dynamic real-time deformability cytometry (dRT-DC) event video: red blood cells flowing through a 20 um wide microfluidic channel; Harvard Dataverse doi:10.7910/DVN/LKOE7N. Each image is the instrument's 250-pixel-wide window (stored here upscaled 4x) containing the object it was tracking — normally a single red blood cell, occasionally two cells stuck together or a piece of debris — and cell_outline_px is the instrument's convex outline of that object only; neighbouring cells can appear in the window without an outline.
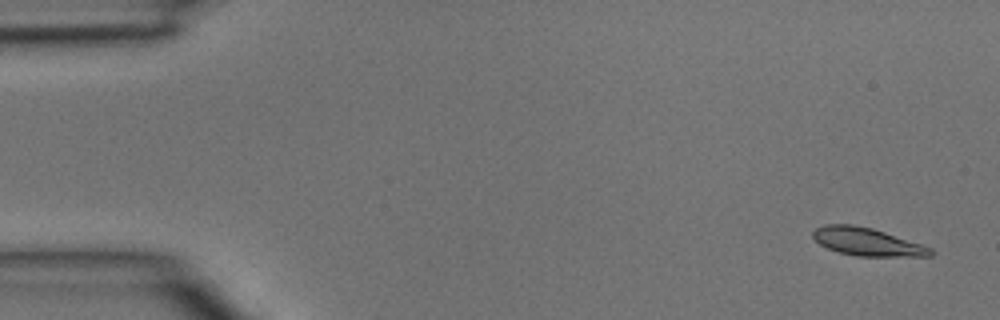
{"species": "common noctule bat (a hibernating species)", "species_latin": "Nyctalus noctula", "temperature_condition": "room temperature", "stored_images_in_passage": 4, "camera_frame_rate_fps": 3000, "um_per_image_px": 0.085, "animal": {"sex": "male", "body_mass_g": 15.6}, "frame": {"image": 1, "passage_image": 1, "time_ms": 0.0, "image_size_px": [1000, 320], "cell_outline_px": [[936, 252], [932, 256], [856, 256], [840, 252], [828, 248], [820, 244], [812, 236], [812, 232], [816, 228], [824, 224], [852, 224], [872, 228], [932, 248]], "centroid_in_image_um": [73.7, 20.55], "position_along_channel_um": 11.3, "area_um2": 18.96}}
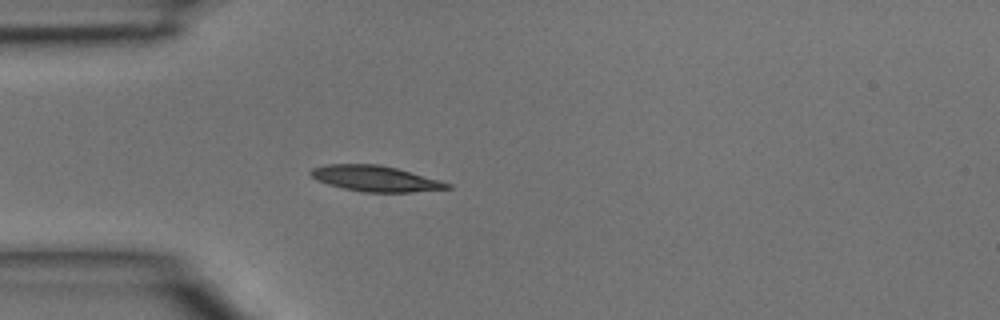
{"frame": {"image": 2, "passage_image": 4, "time_ms": 1.0, "image_size_px": [1000, 320], "cell_outline_px": [[452, 188], [412, 192], [364, 192], [344, 188], [328, 184], [316, 180], [308, 172], [312, 168], [324, 164], [380, 164], [396, 168], [440, 180], [452, 184]], "centroid_in_image_um": [31.89, 15.17], "position_along_channel_um": 53.1, "area_um2": 20.46}}